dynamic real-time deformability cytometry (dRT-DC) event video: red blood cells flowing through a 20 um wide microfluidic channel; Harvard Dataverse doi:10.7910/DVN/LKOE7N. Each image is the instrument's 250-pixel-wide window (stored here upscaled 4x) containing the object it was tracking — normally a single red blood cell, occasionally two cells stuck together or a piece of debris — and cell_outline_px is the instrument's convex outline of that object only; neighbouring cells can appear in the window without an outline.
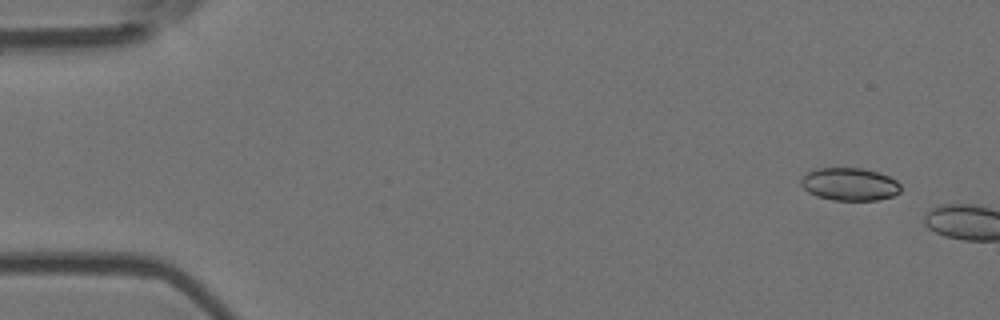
{"species": "Egyptian fruit bat (a non-hibernating species)", "species_latin": "Rousettus aegyptiacus", "temperature_condition": "room temperature", "stored_images_in_passage": 2, "camera_frame_rate_fps": 3000, "um_per_image_px": 0.085, "animal": {"sex": "female"}, "frame": {"image": 1, "passage_image": 1, "time_ms": 0.0, "image_size_px": [1000, 320], "cell_outline_px": [[900, 192], [892, 196], [876, 200], [832, 200], [816, 196], [808, 192], [800, 184], [800, 180], [808, 172], [820, 168], [864, 168], [880, 172], [896, 180], [900, 184]], "centroid_in_image_um": [72.22, 15.65], "position_along_channel_um": 12.8, "area_um2": 19.07}}